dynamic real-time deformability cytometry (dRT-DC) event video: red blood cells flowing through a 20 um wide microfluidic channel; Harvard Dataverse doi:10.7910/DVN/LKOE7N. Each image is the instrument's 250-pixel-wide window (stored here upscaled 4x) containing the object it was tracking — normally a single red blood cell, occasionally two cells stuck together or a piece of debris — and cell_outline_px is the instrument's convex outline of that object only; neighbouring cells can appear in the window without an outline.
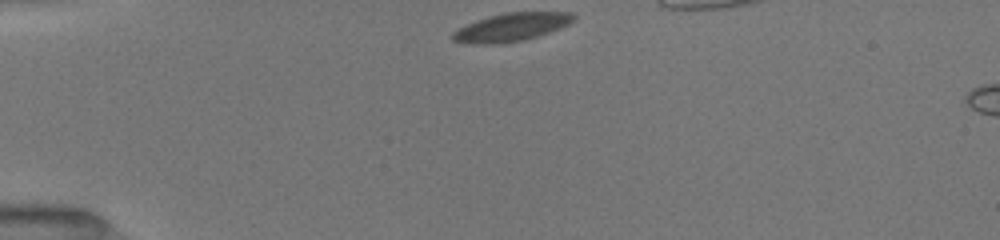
{"species": "common noctule bat (a hibernating species)", "species_latin": "Nyctalus noctula", "temperature_condition": "room temperature", "stored_images_in_passage": 5, "camera_frame_rate_fps": 3000, "um_per_image_px": 0.085, "animal": {"sex": "female", "body_mass_g": 19.5, "forearm_length_mm": 54.1}, "frame": {"image": 1, "passage_image": 1, "time_ms": 0.0, "image_size_px": [1000, 240], "cell_outline_px": [[576, 16], [568, 24], [548, 32], [524, 40], [500, 44], [476, 44], [452, 40], [452, 32], [468, 24], [488, 16], [508, 12], [568, 12]], "centroid_in_image_um": [43.44, 2.31], "position_along_channel_um": 41.6, "area_um2": 19.48}}